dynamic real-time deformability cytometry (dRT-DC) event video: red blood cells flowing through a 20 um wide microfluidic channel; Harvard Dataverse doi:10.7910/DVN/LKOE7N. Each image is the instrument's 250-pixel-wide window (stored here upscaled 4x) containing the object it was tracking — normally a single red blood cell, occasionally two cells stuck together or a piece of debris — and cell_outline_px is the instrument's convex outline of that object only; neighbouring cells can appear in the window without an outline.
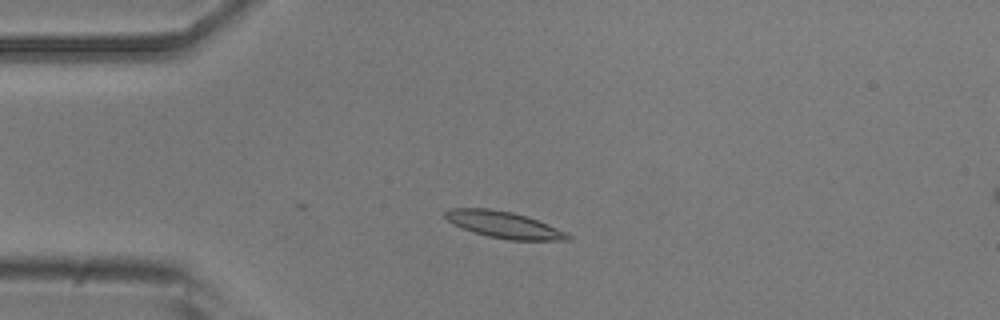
{"species": "common noctule bat (a hibernating species)", "species_latin": "Nyctalus noctula", "temperature_condition": "room temperature", "stored_images_in_passage": 14, "camera_frame_rate_fps": 3000, "um_per_image_px": 0.085, "animal": {"sex": "male", "body_mass_g": 20.5, "forearm_length_mm": 52.5}, "frame": {"image": 1, "passage_image": 1, "time_ms": 0.0, "image_size_px": [1000, 320], "cell_outline_px": [[572, 240], [508, 240], [488, 236], [472, 232], [448, 220], [444, 216], [444, 212], [448, 208], [488, 208], [512, 212], [528, 216], [568, 232], [572, 236]], "centroid_in_image_um": [42.88, 19.1], "position_along_channel_um": 42.1, "area_um2": 19.07}}
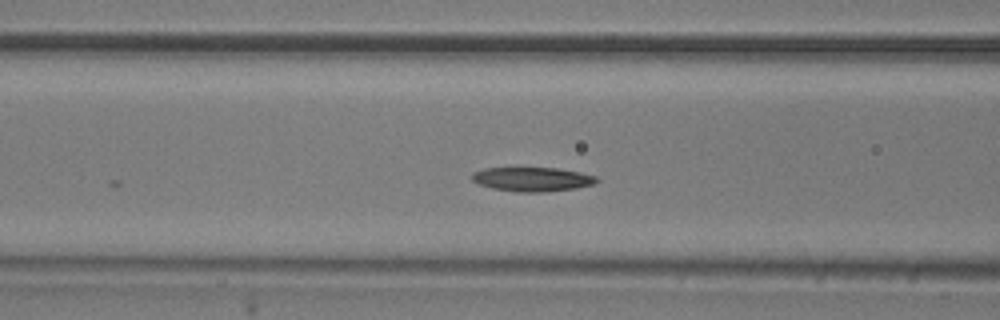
{"frame": {"image": 2, "passage_image": 9, "time_ms": 2.667, "image_size_px": [1000, 320], "cell_outline_px": [[600, 180], [592, 184], [576, 188], [544, 192], [516, 192], [492, 188], [480, 184], [472, 180], [472, 172], [484, 168], [556, 168], [580, 172], [596, 176]], "centroid_in_image_um": [45.24, 15.23], "position_along_channel_um": 121.4, "area_um2": 17.51}}
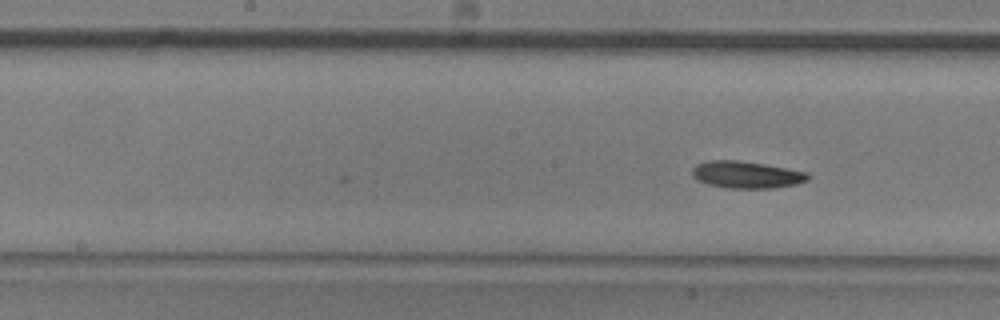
{"frame": {"image": 3, "passage_image": 14, "time_ms": 4.333, "image_size_px": [1000, 320], "cell_outline_px": [[812, 176], [808, 180], [796, 184], [772, 188], [728, 188], [708, 184], [696, 180], [692, 176], [692, 168], [696, 164], [708, 160], [736, 160], [764, 164], [808, 172]], "centroid_in_image_um": [63.44, 14.85], "position_along_channel_um": 184.8, "area_um2": 18.32}}